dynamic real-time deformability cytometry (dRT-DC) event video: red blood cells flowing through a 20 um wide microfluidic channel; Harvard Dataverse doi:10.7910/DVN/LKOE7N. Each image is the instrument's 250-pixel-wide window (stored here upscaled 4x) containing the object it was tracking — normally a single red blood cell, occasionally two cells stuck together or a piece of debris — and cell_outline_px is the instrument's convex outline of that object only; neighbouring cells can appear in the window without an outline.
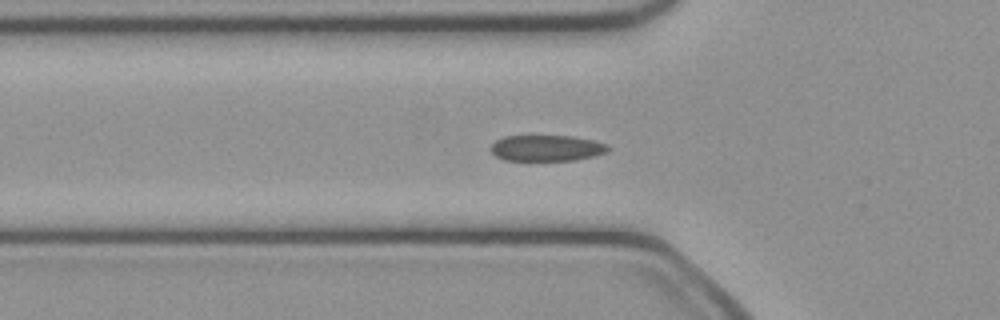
{"species": "common noctule bat (a hibernating species)", "species_latin": "Nyctalus noctula", "temperature_condition": "cold", "stored_images_in_passage": 37, "camera_frame_rate_fps": 3000, "um_per_image_px": 0.085, "animal": {"sex": "female", "body_mass_g": 21.9}, "frame": {"image": 1, "passage_image": 3, "time_ms": 0.667, "image_size_px": [1000, 320], "cell_outline_px": [[612, 148], [608, 152], [576, 160], [504, 160], [496, 156], [488, 148], [496, 140], [504, 136], [572, 136], [592, 140], [608, 144]], "centroid_in_image_um": [46.47, 12.58], "position_along_channel_um": 79.3, "area_um2": 17.86}}
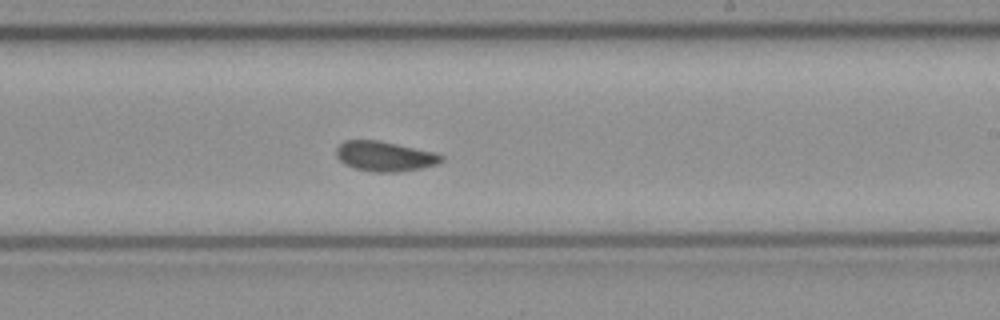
{"frame": {"image": 2, "passage_image": 16, "time_ms": 5.0, "image_size_px": [1000, 320], "cell_outline_px": [[444, 160], [436, 164], [420, 168], [400, 172], [376, 172], [356, 168], [344, 164], [336, 156], [336, 148], [344, 140], [380, 140], [432, 152], [444, 156]], "centroid_in_image_um": [32.68, 13.28], "position_along_channel_um": 256.3, "area_um2": 18.21}}
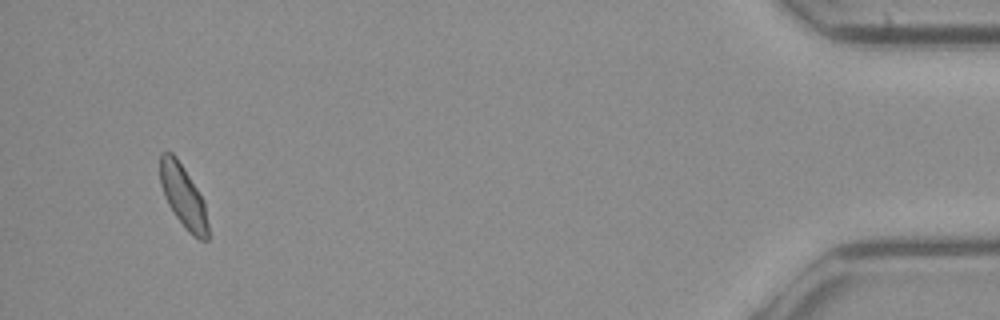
{"frame": {"image": 3, "passage_image": 34, "time_ms": 11.0, "image_size_px": [1000, 320], "cell_outline_px": [[208, 240], [200, 240], [192, 236], [188, 232], [176, 216], [168, 204], [164, 196], [160, 184], [160, 152], [172, 152], [176, 156], [184, 168], [204, 200], [208, 224]], "centroid_in_image_um": [15.57, 16.69], "position_along_channel_um": 419.6, "area_um2": 17.51}, "authors_computed_cell_mechanics": {"area_um2": 18.0914, "velocity_mm_per_s": 4.0641, "shape_relaxation_time_tau1_ms": 5.649, "shape_relaxation_time_tau2_ms": 0.7426, "deformation_change_tau1": 0.1174, "deformation_change_tau2": 0.0521}}